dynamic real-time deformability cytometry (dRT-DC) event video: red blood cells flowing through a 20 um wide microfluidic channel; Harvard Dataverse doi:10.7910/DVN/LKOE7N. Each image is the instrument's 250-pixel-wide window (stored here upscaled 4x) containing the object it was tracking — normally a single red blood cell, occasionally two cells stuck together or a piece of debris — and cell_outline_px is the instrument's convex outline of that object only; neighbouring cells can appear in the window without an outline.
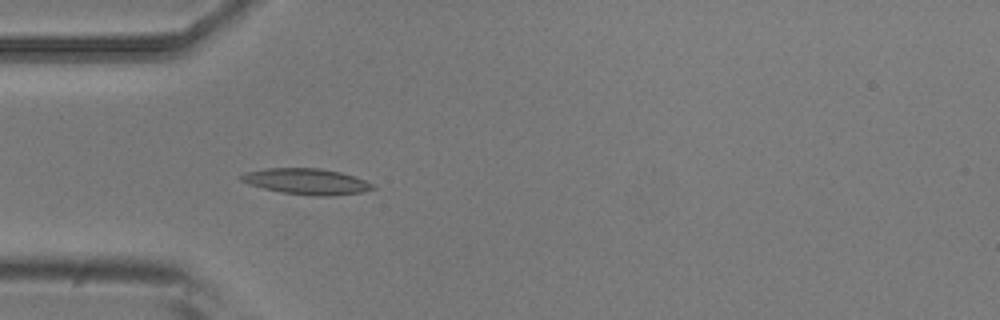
{"species": "common noctule bat (a hibernating species)", "species_latin": "Nyctalus noctula", "temperature_condition": "room temperature", "stored_images_in_passage": 3, "camera_frame_rate_fps": 3000, "um_per_image_px": 0.085, "animal": {"sex": "male", "body_mass_g": 20.5, "forearm_length_mm": 52.5}, "frame": {"image": 1, "passage_image": 3, "time_ms": 0.667, "image_size_px": [1000, 320], "cell_outline_px": [[376, 188], [364, 192], [332, 196], [312, 196], [280, 192], [248, 184], [240, 180], [240, 176], [244, 172], [264, 168], [320, 168], [340, 172], [376, 184]], "centroid_in_image_um": [26.07, 15.43], "position_along_channel_um": 58.9, "area_um2": 20.06}}